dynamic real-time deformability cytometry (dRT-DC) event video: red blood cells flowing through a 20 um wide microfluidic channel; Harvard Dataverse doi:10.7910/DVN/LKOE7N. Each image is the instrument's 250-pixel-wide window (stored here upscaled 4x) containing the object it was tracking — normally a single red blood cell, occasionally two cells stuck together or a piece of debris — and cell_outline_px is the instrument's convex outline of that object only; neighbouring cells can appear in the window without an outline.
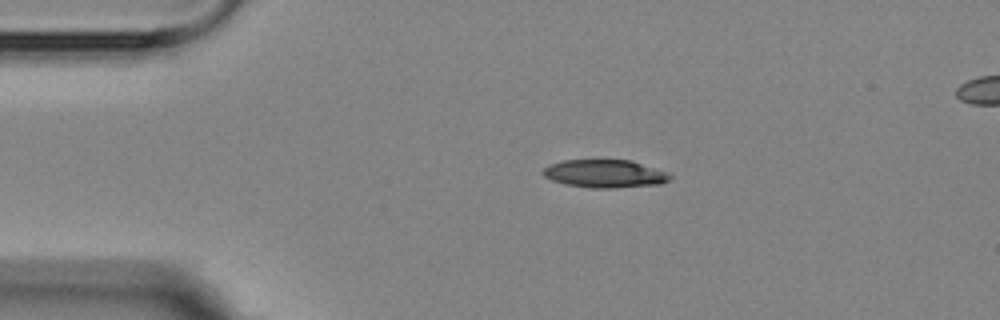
{"species": "Egyptian fruit bat (a non-hibernating species)", "species_latin": "Rousettus aegyptiacus", "temperature_condition": "room temperature", "stored_images_in_passage": 4, "camera_frame_rate_fps": 3000, "um_per_image_px": 0.085, "animal": {"sex": "female"}, "frame": {"image": 1, "passage_image": 1, "time_ms": 0.0, "image_size_px": [1000, 320], "cell_outline_px": [[672, 176], [668, 180], [660, 184], [612, 188], [592, 188], [568, 184], [552, 180], [544, 176], [540, 172], [548, 164], [564, 160], [632, 160], [664, 172]], "centroid_in_image_um": [51.35, 14.76], "position_along_channel_um": 33.6, "area_um2": 20.46}}
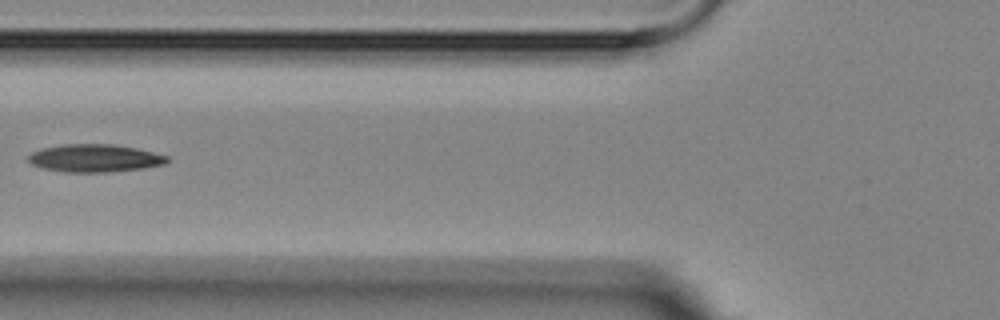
{"frame": {"image": 2, "passage_image": 4, "time_ms": 3.333, "image_size_px": [1000, 320], "cell_outline_px": [[168, 160], [164, 164], [144, 168], [108, 172], [60, 172], [40, 168], [32, 164], [28, 160], [28, 156], [32, 152], [44, 148], [64, 144], [112, 144], [136, 148], [168, 156]], "centroid_in_image_um": [8.02, 13.45], "position_along_channel_um": 117.8, "area_um2": 22.43}}